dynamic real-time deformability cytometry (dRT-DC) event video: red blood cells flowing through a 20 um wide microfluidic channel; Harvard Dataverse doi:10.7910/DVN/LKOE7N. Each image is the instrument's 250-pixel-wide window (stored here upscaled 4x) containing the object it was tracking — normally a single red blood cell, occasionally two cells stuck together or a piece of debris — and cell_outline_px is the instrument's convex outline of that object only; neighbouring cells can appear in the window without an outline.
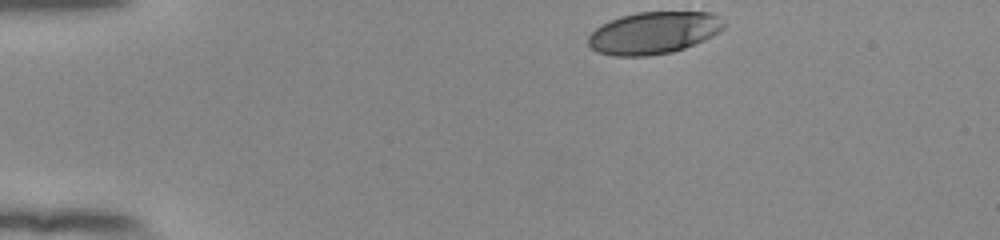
{"species": "human", "species_latin": "Homo sapiens", "temperature_condition": "room temperature", "stored_images_in_passage": 37, "camera_frame_rate_fps": 3000, "um_per_image_px": 0.085, "donor": {"sex": "female"}, "frame": {"image": 1, "passage_image": 1, "time_ms": 0.0, "image_size_px": [1000, 240], "cell_outline_px": [[724, 28], [720, 32], [704, 40], [684, 48], [672, 52], [648, 56], [612, 56], [596, 52], [588, 44], [588, 36], [596, 28], [620, 16], [636, 12], [716, 12], [724, 24]], "centroid_in_image_um": [55.57, 2.79], "position_along_channel_um": 29.4, "area_um2": 33.41}}
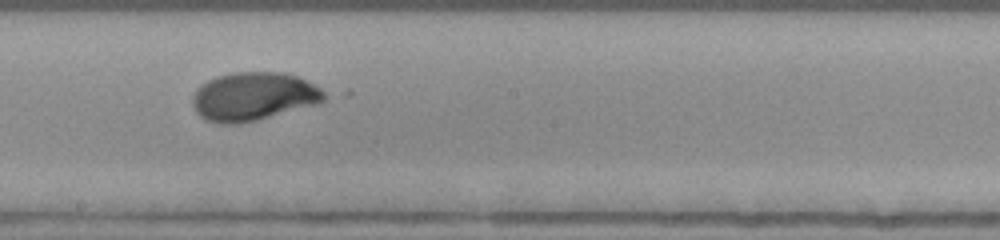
{"frame": {"image": 2, "passage_image": 22, "time_ms": 7.0, "image_size_px": [1000, 240], "cell_outline_px": [[332, 96], [320, 104], [240, 124], [216, 124], [204, 120], [196, 112], [192, 104], [192, 96], [208, 80], [216, 76], [232, 72], [284, 72], [300, 76], [328, 92]], "centroid_in_image_um": [21.63, 8.2], "position_along_channel_um": 226.6, "area_um2": 37.92}}
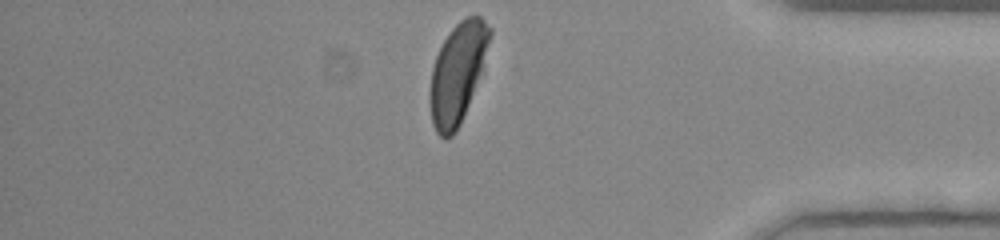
{"frame": {"image": 3, "passage_image": 37, "time_ms": 12.0, "image_size_px": [1000, 240], "cell_outline_px": [[492, 36], [480, 72], [468, 104], [460, 124], [456, 132], [452, 136], [444, 140], [436, 132], [432, 124], [428, 100], [428, 92], [432, 68], [436, 56], [448, 32], [460, 20], [468, 16], [480, 16], [492, 28]], "centroid_in_image_um": [38.85, 6.22], "position_along_channel_um": 396.3, "area_um2": 34.74}, "authors_computed_cell_mechanics": {"area_um2": 35.9516, "velocity_mm_per_s": 3.8654, "shape_relaxation_time_tau1_ms": 7.2197, "shape_relaxation_time_tau2_ms": null, "deformation_change_tau1": 0.2525, "deformation_change_tau2": null}}